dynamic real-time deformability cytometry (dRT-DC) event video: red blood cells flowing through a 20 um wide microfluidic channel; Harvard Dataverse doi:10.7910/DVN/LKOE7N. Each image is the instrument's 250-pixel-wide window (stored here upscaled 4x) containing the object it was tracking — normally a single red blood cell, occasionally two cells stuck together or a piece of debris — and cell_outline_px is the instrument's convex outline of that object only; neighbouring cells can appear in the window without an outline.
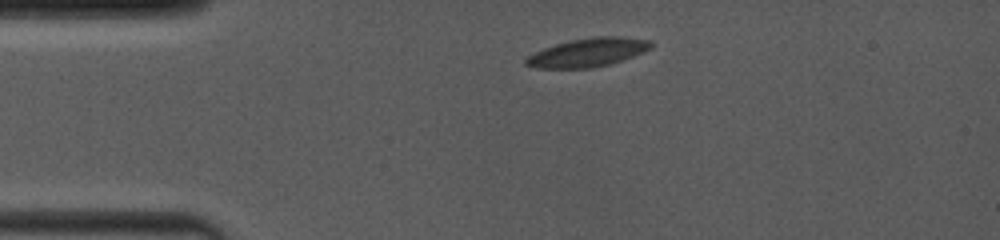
{"species": "common noctule bat (a hibernating species)", "species_latin": "Nyctalus noctula", "temperature_condition": "room temperature", "stored_images_in_passage": 4, "camera_frame_rate_fps": 4000, "um_per_image_px": 0.085, "animal": {"sex": "female", "body_mass_g": 19.0, "forearm_length_mm": 53.3}, "frame": {"image": 1, "passage_image": 1, "time_ms": 0.0, "image_size_px": [1000, 240], "cell_outline_px": [[652, 48], [644, 52], [608, 64], [588, 68], [536, 68], [524, 64], [524, 60], [528, 56], [544, 48], [556, 44], [572, 40], [596, 36], [616, 36], [652, 40]], "centroid_in_image_um": [49.98, 4.45], "position_along_channel_um": 35.0, "area_um2": 20.58}}
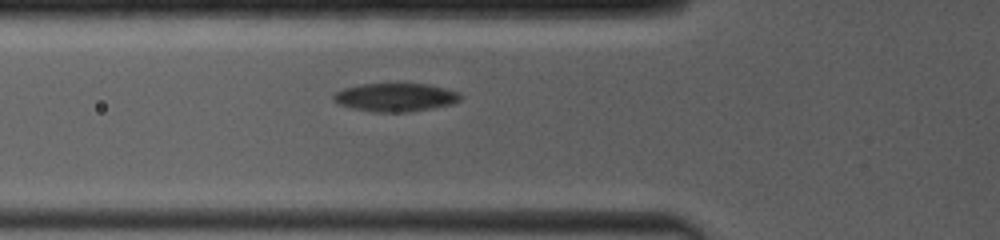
{"frame": {"image": 2, "passage_image": 4, "time_ms": 2.5, "image_size_px": [1000, 240], "cell_outline_px": [[460, 100], [452, 104], [432, 108], [408, 112], [372, 112], [352, 108], [340, 104], [332, 100], [332, 96], [336, 92], [344, 88], [360, 84], [428, 84], [460, 92]], "centroid_in_image_um": [33.6, 8.27], "position_along_channel_um": 92.2, "area_um2": 20.92}}